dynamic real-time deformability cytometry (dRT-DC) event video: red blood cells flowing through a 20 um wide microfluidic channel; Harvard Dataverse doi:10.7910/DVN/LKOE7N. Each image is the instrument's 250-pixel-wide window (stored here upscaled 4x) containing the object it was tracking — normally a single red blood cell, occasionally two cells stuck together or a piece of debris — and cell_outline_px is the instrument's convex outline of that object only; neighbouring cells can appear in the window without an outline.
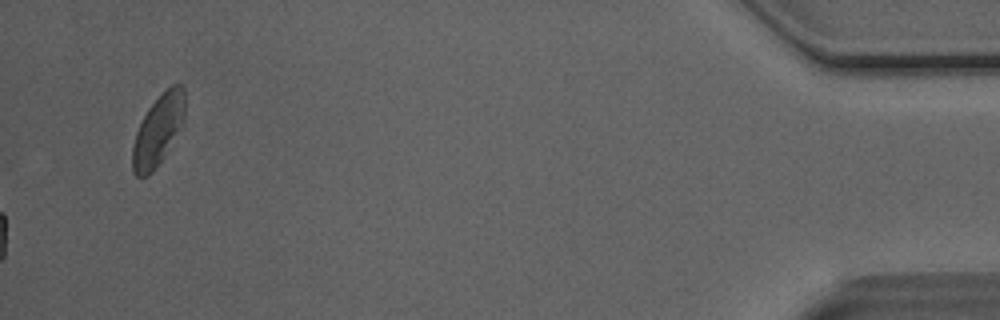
{"species": "Egyptian fruit bat (a non-hibernating species)", "species_latin": "Rousettus aegyptiacus", "temperature_condition": "room temperature", "stored_images_in_passage": 28, "camera_frame_rate_fps": 3000, "um_per_image_px": 0.085, "animal": {"sex": "male"}, "frame": {"image": 1, "passage_image": 28, "time_ms": 9.0, "image_size_px": [1000, 320], "cell_outline_px": [[184, 128], [164, 156], [152, 172], [148, 176], [136, 176], [132, 172], [132, 148], [136, 132], [148, 108], [172, 84], [180, 84], [184, 88]], "centroid_in_image_um": [13.46, 11.1], "position_along_channel_um": 421.7, "area_um2": 21.62}}